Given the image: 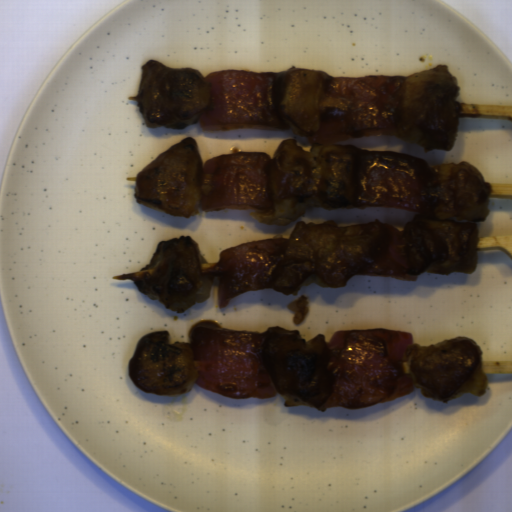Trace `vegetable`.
<instances>
[{
  "label": "vegetable",
  "mask_w": 512,
  "mask_h": 512,
  "mask_svg": "<svg viewBox=\"0 0 512 512\" xmlns=\"http://www.w3.org/2000/svg\"><path fill=\"white\" fill-rule=\"evenodd\" d=\"M265 152L220 154L205 161L200 177L199 205L213 209H251L271 206L274 191Z\"/></svg>",
  "instance_id": "vegetable-6"
},
{
  "label": "vegetable",
  "mask_w": 512,
  "mask_h": 512,
  "mask_svg": "<svg viewBox=\"0 0 512 512\" xmlns=\"http://www.w3.org/2000/svg\"><path fill=\"white\" fill-rule=\"evenodd\" d=\"M414 343L412 333L364 328L336 331L329 344L327 370L333 390L324 407L360 409L389 403L413 393L412 378L402 362Z\"/></svg>",
  "instance_id": "vegetable-1"
},
{
  "label": "vegetable",
  "mask_w": 512,
  "mask_h": 512,
  "mask_svg": "<svg viewBox=\"0 0 512 512\" xmlns=\"http://www.w3.org/2000/svg\"><path fill=\"white\" fill-rule=\"evenodd\" d=\"M325 111L310 145H329L362 137L397 136L406 84L401 75L332 77Z\"/></svg>",
  "instance_id": "vegetable-3"
},
{
  "label": "vegetable",
  "mask_w": 512,
  "mask_h": 512,
  "mask_svg": "<svg viewBox=\"0 0 512 512\" xmlns=\"http://www.w3.org/2000/svg\"><path fill=\"white\" fill-rule=\"evenodd\" d=\"M289 242L287 238L252 240L220 252L218 306L225 308L243 293L275 289Z\"/></svg>",
  "instance_id": "vegetable-7"
},
{
  "label": "vegetable",
  "mask_w": 512,
  "mask_h": 512,
  "mask_svg": "<svg viewBox=\"0 0 512 512\" xmlns=\"http://www.w3.org/2000/svg\"><path fill=\"white\" fill-rule=\"evenodd\" d=\"M264 335L253 331H230L212 320L192 326L189 344L196 384L229 398L270 399L277 392L264 364Z\"/></svg>",
  "instance_id": "vegetable-2"
},
{
  "label": "vegetable",
  "mask_w": 512,
  "mask_h": 512,
  "mask_svg": "<svg viewBox=\"0 0 512 512\" xmlns=\"http://www.w3.org/2000/svg\"><path fill=\"white\" fill-rule=\"evenodd\" d=\"M426 160L393 150H367L357 175L358 209L390 207L428 213Z\"/></svg>",
  "instance_id": "vegetable-5"
},
{
  "label": "vegetable",
  "mask_w": 512,
  "mask_h": 512,
  "mask_svg": "<svg viewBox=\"0 0 512 512\" xmlns=\"http://www.w3.org/2000/svg\"><path fill=\"white\" fill-rule=\"evenodd\" d=\"M388 232L387 246L380 258L372 262L361 274L391 277L399 281L415 282L417 275H408L409 261L405 252L407 241L397 226L383 224Z\"/></svg>",
  "instance_id": "vegetable-8"
},
{
  "label": "vegetable",
  "mask_w": 512,
  "mask_h": 512,
  "mask_svg": "<svg viewBox=\"0 0 512 512\" xmlns=\"http://www.w3.org/2000/svg\"><path fill=\"white\" fill-rule=\"evenodd\" d=\"M204 79L211 89L209 108L199 119L201 131L290 129L275 109V75L271 72L222 69Z\"/></svg>",
  "instance_id": "vegetable-4"
}]
</instances>
